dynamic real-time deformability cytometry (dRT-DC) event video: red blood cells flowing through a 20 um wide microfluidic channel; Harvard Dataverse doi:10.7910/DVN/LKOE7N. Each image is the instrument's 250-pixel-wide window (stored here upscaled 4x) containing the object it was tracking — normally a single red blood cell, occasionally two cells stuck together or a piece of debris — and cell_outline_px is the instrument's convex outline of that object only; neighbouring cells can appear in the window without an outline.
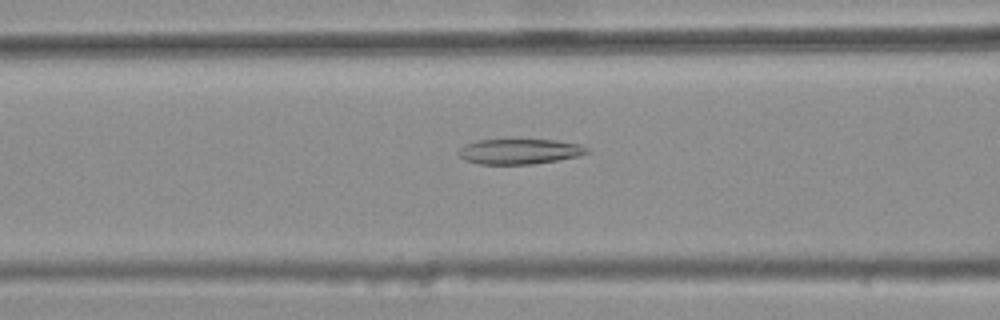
{"species": "common noctule bat (a hibernating species)", "species_latin": "Nyctalus noctula", "temperature_condition": "warm", "stored_images_in_passage": 35, "camera_frame_rate_fps": 3000, "um_per_image_px": 0.085, "animal": {"sex": "female", "body_mass_g": 25.1}, "frame": {"image": 1, "passage_image": 7, "time_ms": 2.0, "image_size_px": [1000, 320], "cell_outline_px": [[592, 152], [580, 156], [532, 164], [480, 164], [464, 160], [456, 152], [464, 144], [476, 140], [556, 140], [580, 144], [588, 148]], "centroid_in_image_um": [44.16, 12.87], "position_along_channel_um": 122.4, "area_um2": 19.02}}
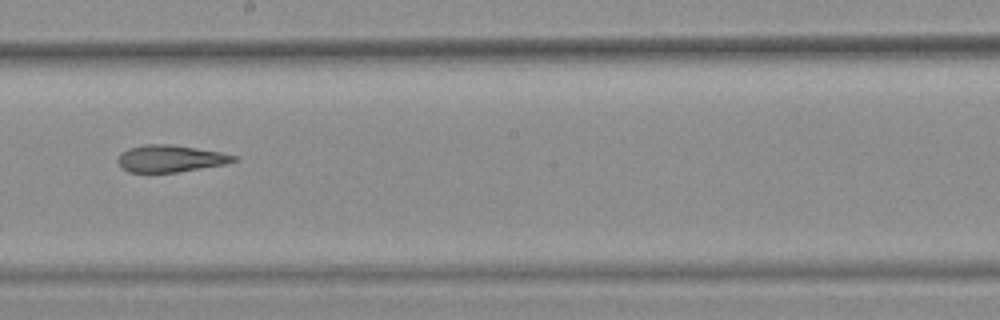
{"frame": {"image": 2, "passage_image": 16, "time_ms": 5.0, "image_size_px": [1000, 320], "cell_outline_px": [[240, 160], [224, 164], [176, 172], [128, 172], [120, 168], [116, 160], [120, 152], [128, 148], [144, 144], [172, 144], [220, 152], [240, 156]], "centroid_in_image_um": [14.46, 13.47], "position_along_channel_um": 233.7, "area_um2": 18.44}}
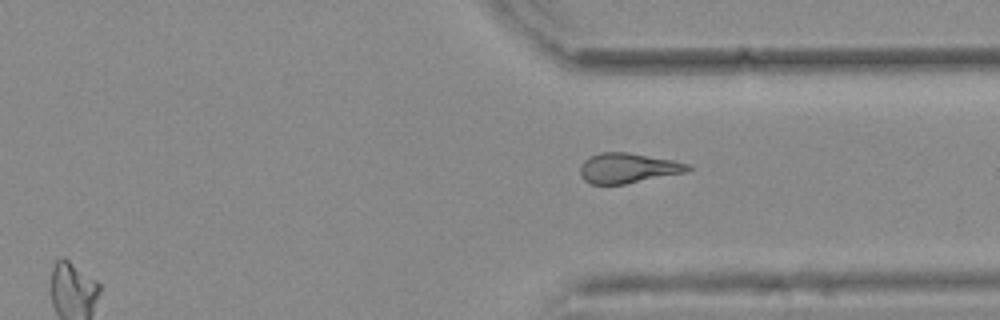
{"frame": {"image": 3, "passage_image": 26, "time_ms": 8.333, "image_size_px": [1000, 320], "cell_outline_px": [[692, 168], [688, 172], [624, 184], [592, 184], [584, 180], [580, 172], [580, 168], [584, 160], [600, 152], [628, 152], [672, 160], [692, 164]], "centroid_in_image_um": [53.42, 14.28], "position_along_channel_um": 358.0, "area_um2": 18.84}, "authors_computed_cell_mechanics": {"area_um2": 18.785, "velocity_mm_per_s": 3.718, "shape_relaxation_time_tau1_ms": null, "shape_relaxation_time_tau2_ms": 4.205, "deformation_change_tau1": null, "deformation_change_tau2": 0.1471}}